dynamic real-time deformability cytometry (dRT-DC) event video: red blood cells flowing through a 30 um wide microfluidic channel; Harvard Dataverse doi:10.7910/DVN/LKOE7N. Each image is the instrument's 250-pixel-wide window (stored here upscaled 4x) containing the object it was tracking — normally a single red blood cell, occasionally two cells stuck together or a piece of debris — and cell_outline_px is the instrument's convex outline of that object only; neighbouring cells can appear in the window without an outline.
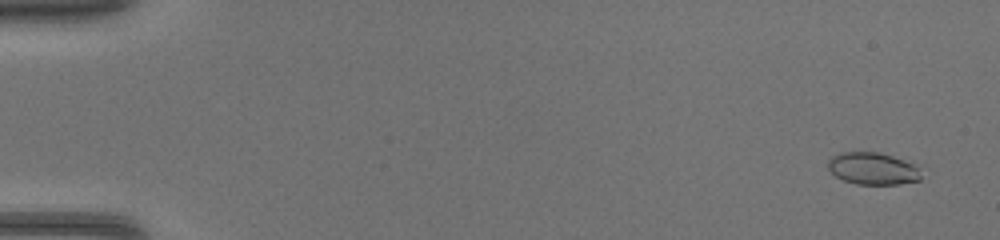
{"species": "common noctule bat (a hibernating species)", "species_latin": "Nyctalus noctula", "temperature_condition": "warm", "stored_images_in_passage": 47, "camera_frame_rate_fps": 3000, "um_per_image_px": 0.085, "animal": {"sex": "female", "body_mass_g": 17.0, "forearm_length_mm": 48.0}, "frame": {"image": 1, "passage_image": 3, "time_ms": 0.667, "image_size_px": [1000, 240], "cell_outline_px": [[920, 180], [900, 184], [856, 184], [844, 180], [836, 176], [828, 168], [828, 160], [832, 156], [840, 152], [880, 152], [904, 160], [912, 164], [916, 168], [920, 176]], "centroid_in_image_um": [74.14, 14.32], "position_along_channel_um": 10.9, "area_um2": 17.22}}
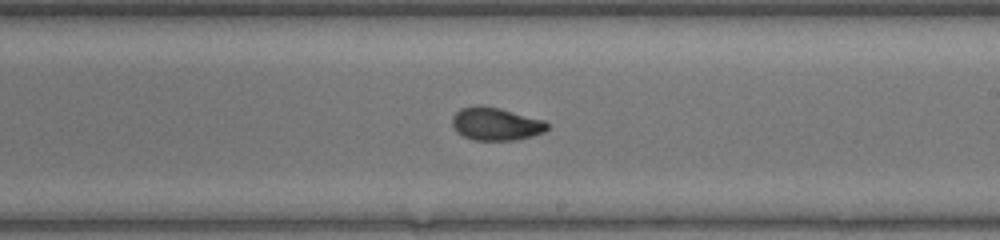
{"frame": {"image": 2, "passage_image": 29, "time_ms": 9.333, "image_size_px": [1000, 240], "cell_outline_px": [[548, 128], [544, 132], [532, 136], [516, 140], [472, 140], [456, 132], [452, 124], [452, 116], [460, 108], [496, 108], [544, 120], [548, 124]], "centroid_in_image_um": [42.15, 10.58], "position_along_channel_um": 246.8, "area_um2": 17.63}}
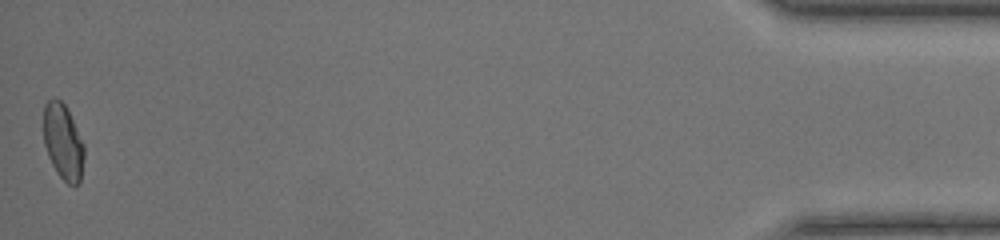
{"frame": {"image": 3, "passage_image": 47, "time_ms": 15.333, "image_size_px": [1000, 240], "cell_outline_px": [[84, 156], [80, 184], [68, 184], [56, 172], [48, 156], [44, 144], [44, 104], [52, 96], [56, 96], [64, 104], [84, 144]], "centroid_in_image_um": [5.35, 12.05], "position_along_channel_um": 429.8, "area_um2": 17.86}}